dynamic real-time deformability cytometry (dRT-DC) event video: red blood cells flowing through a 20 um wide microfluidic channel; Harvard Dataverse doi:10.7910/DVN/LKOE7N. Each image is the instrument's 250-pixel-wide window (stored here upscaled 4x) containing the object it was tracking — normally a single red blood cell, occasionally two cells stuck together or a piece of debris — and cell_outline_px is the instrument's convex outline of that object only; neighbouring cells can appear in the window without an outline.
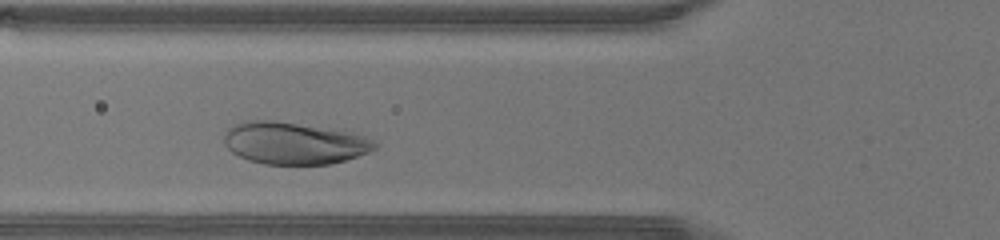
{"species": "human", "species_latin": "Homo sapiens", "temperature_condition": "warm", "stored_images_in_passage": 26, "camera_frame_rate_fps": 3000, "um_per_image_px": 0.085, "donor": {"sex": "male"}, "frame": {"image": 1, "passage_image": 7, "time_ms": 2.0, "image_size_px": [1000, 240], "cell_outline_px": [[380, 144], [376, 148], [368, 152], [332, 164], [264, 164], [248, 160], [232, 152], [224, 144], [224, 136], [232, 124], [248, 120], [272, 120], [344, 128], [376, 140]], "centroid_in_image_um": [25.08, 12.13], "position_along_channel_um": 100.7, "area_um2": 37.86}}
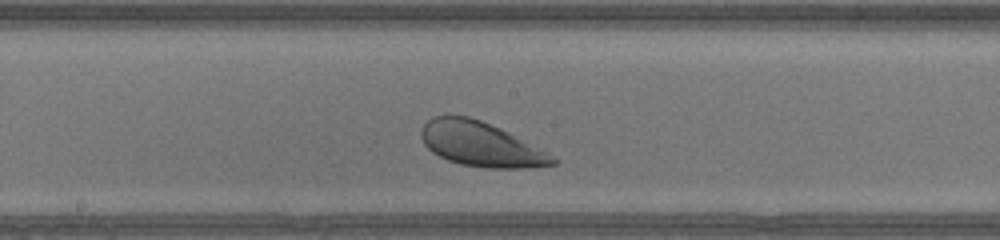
{"frame": {"image": 2, "passage_image": 14, "time_ms": 4.333, "image_size_px": [1000, 240], "cell_outline_px": [[556, 164], [524, 168], [484, 168], [460, 164], [448, 160], [432, 152], [424, 144], [420, 136], [420, 132], [424, 124], [432, 116], [468, 116], [480, 120], [548, 152], [556, 160]], "centroid_in_image_um": [40.81, 12.27], "position_along_channel_um": 207.4, "area_um2": 33.52}}
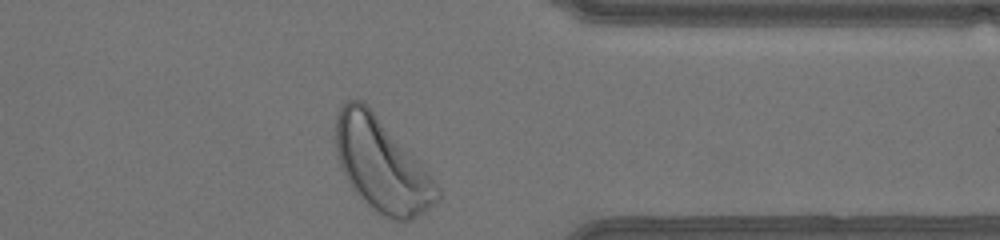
{"frame": {"image": 3, "passage_image": 26, "time_ms": 8.333, "image_size_px": [1000, 240], "cell_outline_px": [[440, 196], [424, 212], [408, 220], [392, 220], [380, 216], [352, 188], [340, 168], [336, 152], [336, 116], [340, 108], [348, 100], [360, 100], [376, 116], [428, 172], [440, 188]], "centroid_in_image_um": [32.41, 14.07], "position_along_channel_um": 379.0, "area_um2": 53.7}}